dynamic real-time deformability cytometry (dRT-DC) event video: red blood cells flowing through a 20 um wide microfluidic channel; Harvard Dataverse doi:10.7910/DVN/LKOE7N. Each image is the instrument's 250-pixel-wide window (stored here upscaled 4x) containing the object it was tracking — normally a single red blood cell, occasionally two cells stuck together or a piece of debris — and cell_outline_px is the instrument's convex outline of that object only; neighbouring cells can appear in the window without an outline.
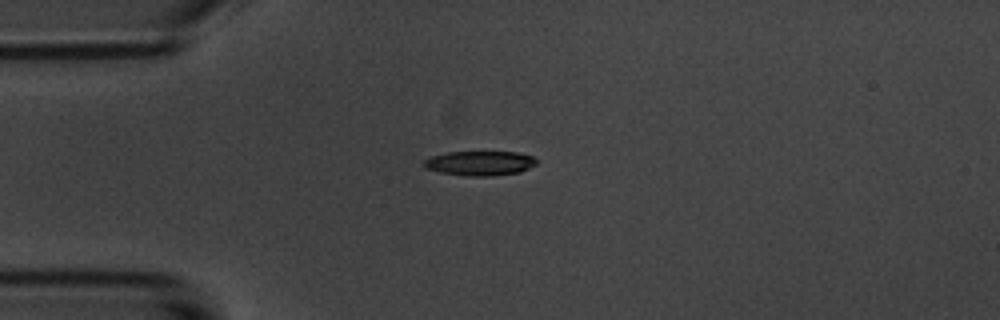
{"species": "common noctule bat (a hibernating species)", "species_latin": "Nyctalus noctula", "temperature_condition": "room temperature", "stored_images_in_passage": 12, "camera_frame_rate_fps": 3000, "um_per_image_px": 0.085, "animal": {"sex": "male", "body_mass_g": 20.1, "forearm_length_mm": 53.5}, "frame": {"image": 1, "passage_image": 1, "time_ms": 0.0, "image_size_px": [1000, 320], "cell_outline_px": [[536, 164], [520, 172], [492, 176], [468, 176], [440, 172], [424, 168], [420, 164], [424, 160], [432, 156], [448, 152], [516, 152], [532, 156], [536, 160]], "centroid_in_image_um": [40.74, 13.88], "position_along_channel_um": 44.3, "area_um2": 16.13}}
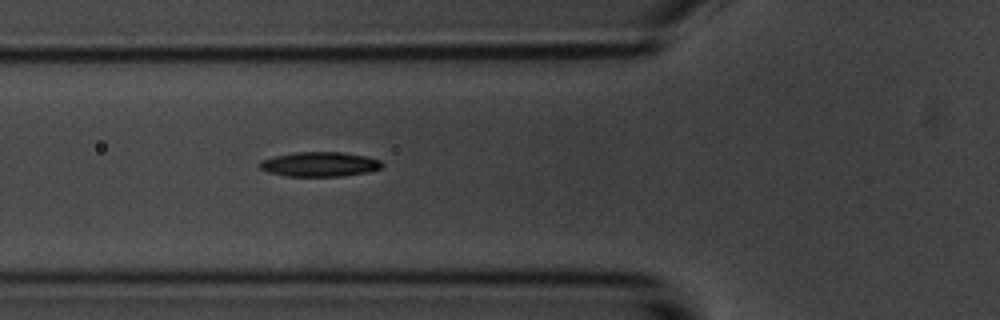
{"frame": {"image": 2, "passage_image": 7, "time_ms": 2.0, "image_size_px": [1000, 320], "cell_outline_px": [[384, 164], [380, 168], [368, 172], [340, 176], [284, 176], [268, 172], [260, 168], [260, 160], [276, 156], [296, 152], [340, 152], [364, 156], [380, 160]], "centroid_in_image_um": [27.16, 13.96], "position_along_channel_um": 98.6, "area_um2": 17.4}}
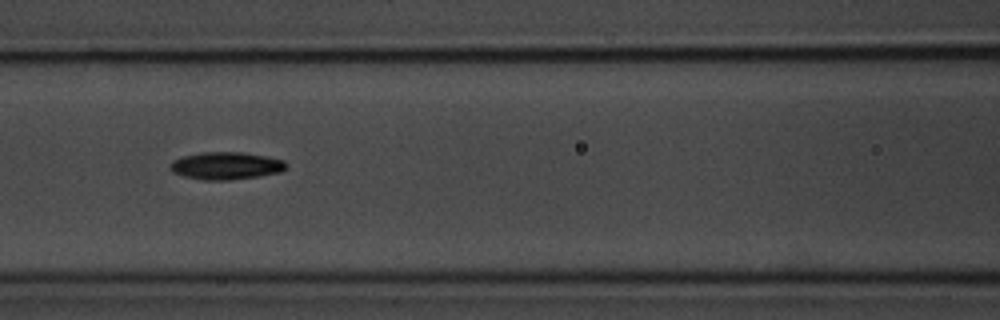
{"frame": {"image": 3, "passage_image": 11, "time_ms": 3.333, "image_size_px": [1000, 320], "cell_outline_px": [[288, 164], [280, 172], [256, 176], [228, 180], [204, 180], [184, 176], [172, 172], [172, 160], [184, 156], [204, 152], [244, 152], [268, 156], [284, 160]], "centroid_in_image_um": [19.24, 14.08], "position_along_channel_um": 147.4, "area_um2": 18.38}}